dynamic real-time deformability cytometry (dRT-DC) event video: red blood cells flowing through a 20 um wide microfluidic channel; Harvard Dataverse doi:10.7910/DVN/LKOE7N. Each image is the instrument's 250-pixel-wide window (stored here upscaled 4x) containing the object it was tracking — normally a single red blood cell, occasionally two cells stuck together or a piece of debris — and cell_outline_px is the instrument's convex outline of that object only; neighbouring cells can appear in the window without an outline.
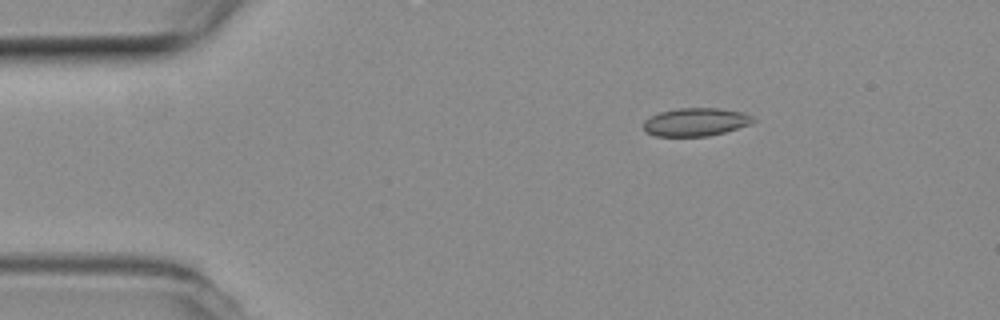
{"species": "common noctule bat (a hibernating species)", "species_latin": "Nyctalus noctula", "temperature_condition": "room temperature", "stored_images_in_passage": 3, "camera_frame_rate_fps": 3000, "um_per_image_px": 0.085, "animal": {"sex": "female", "body_mass_g": 19.3, "forearm_length_mm": 54.1}, "frame": {"image": 1, "passage_image": 1, "time_ms": 0.0, "image_size_px": [1000, 320], "cell_outline_px": [[756, 120], [752, 124], [724, 132], [708, 136], [656, 136], [644, 132], [644, 120], [660, 112], [680, 108], [716, 108], [740, 112], [752, 116]], "centroid_in_image_um": [59.13, 10.38], "position_along_channel_um": 25.9, "area_um2": 17.86}}